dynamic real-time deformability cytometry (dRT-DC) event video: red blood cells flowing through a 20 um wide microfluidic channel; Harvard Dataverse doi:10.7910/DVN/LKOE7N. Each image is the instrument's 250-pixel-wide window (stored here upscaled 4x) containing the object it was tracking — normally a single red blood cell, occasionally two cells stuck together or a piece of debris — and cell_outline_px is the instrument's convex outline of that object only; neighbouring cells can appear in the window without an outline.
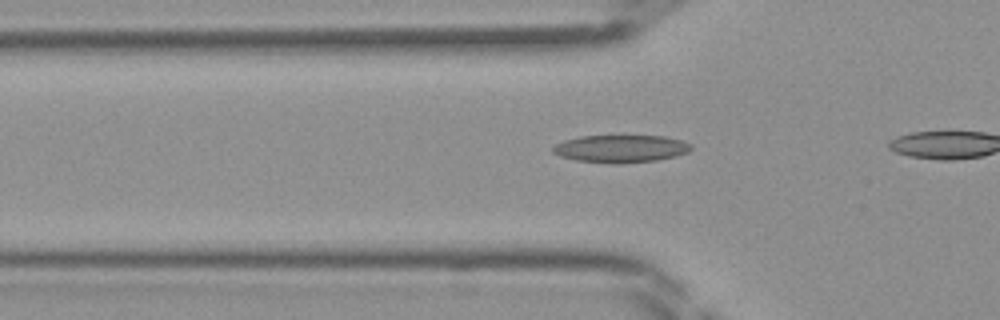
{"species": "Egyptian fruit bat (a non-hibernating species)", "species_latin": "Rousettus aegyptiacus", "temperature_condition": "room temperature", "stored_images_in_passage": 17, "camera_frame_rate_fps": 3000, "um_per_image_px": 0.085, "frame": {"image": 1, "passage_image": 12, "time_ms": 3.667, "image_size_px": [1000, 320], "cell_outline_px": [[692, 148], [688, 152], [676, 156], [656, 160], [620, 164], [612, 164], [576, 160], [560, 156], [552, 152], [552, 148], [556, 144], [564, 140], [580, 136], [664, 136], [680, 140], [692, 144]], "centroid_in_image_um": [52.76, 12.64], "position_along_channel_um": 73.0, "area_um2": 22.25}}
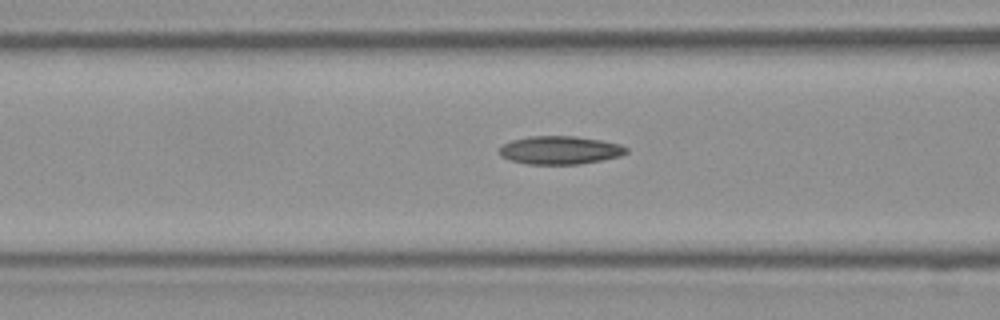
{"frame": {"image": 2, "passage_image": 15, "time_ms": 4.667, "image_size_px": [1000, 320], "cell_outline_px": [[628, 152], [620, 156], [580, 164], [528, 164], [508, 160], [500, 156], [500, 148], [504, 144], [512, 140], [528, 136], [576, 136], [600, 140], [620, 144], [628, 148]], "centroid_in_image_um": [47.59, 12.76], "position_along_channel_um": 119.0, "area_um2": 20.87}}